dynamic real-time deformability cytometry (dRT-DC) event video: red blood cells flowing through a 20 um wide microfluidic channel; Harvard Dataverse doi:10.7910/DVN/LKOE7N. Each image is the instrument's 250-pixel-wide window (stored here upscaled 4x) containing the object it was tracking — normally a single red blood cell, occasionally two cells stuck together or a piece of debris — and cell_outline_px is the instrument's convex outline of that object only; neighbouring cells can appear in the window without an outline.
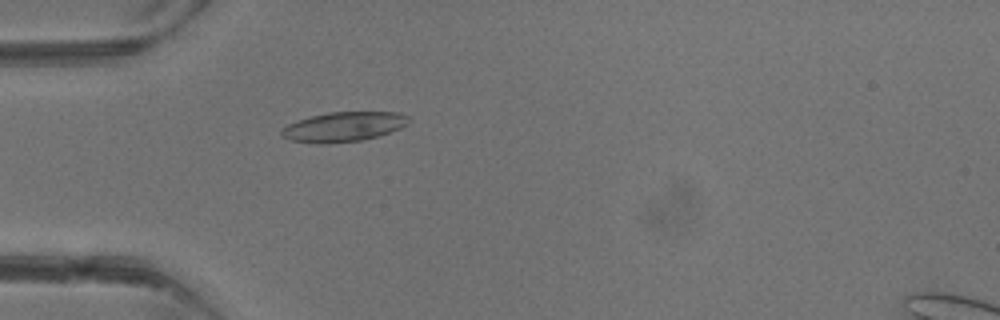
{"species": "common noctule bat (a hibernating species)", "species_latin": "Nyctalus noctula", "temperature_condition": "warm", "stored_images_in_passage": 3, "camera_frame_rate_fps": 3000, "um_per_image_px": 0.085, "animal": {"sex": "male", "body_mass_g": 13.3}, "frame": {"image": 1, "passage_image": 3, "time_ms": 2.333, "image_size_px": [1000, 320], "cell_outline_px": [[412, 120], [408, 124], [400, 128], [380, 136], [360, 140], [328, 144], [316, 144], [292, 140], [280, 136], [280, 128], [288, 124], [312, 116], [328, 112], [400, 112], [408, 116]], "centroid_in_image_um": [29.22, 10.78], "position_along_channel_um": 55.8, "area_um2": 22.2}}